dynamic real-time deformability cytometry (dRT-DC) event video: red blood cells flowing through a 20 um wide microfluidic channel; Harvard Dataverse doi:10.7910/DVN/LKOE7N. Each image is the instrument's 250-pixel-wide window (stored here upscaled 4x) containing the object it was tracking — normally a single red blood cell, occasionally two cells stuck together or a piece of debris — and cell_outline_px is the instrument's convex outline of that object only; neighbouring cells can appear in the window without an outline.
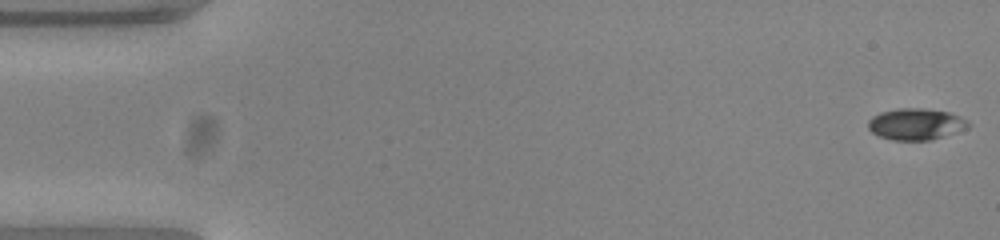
{"species": "common noctule bat (a hibernating species)", "species_latin": "Nyctalus noctula", "temperature_condition": "warm", "stored_images_in_passage": 53, "camera_frame_rate_fps": 3000, "um_per_image_px": 0.085, "animal": {"sex": "female", "body_mass_g": 23.0, "forearm_length_mm": 53.4}, "frame": {"image": 1, "passage_image": 1, "time_ms": 0.0, "image_size_px": [1000, 240], "cell_outline_px": [[972, 124], [968, 128], [932, 140], [892, 140], [880, 136], [872, 132], [868, 128], [868, 120], [872, 116], [880, 112], [896, 108], [920, 108], [948, 112], [968, 120]], "centroid_in_image_um": [77.85, 10.55], "position_along_channel_um": 7.2, "area_um2": 18.44}}
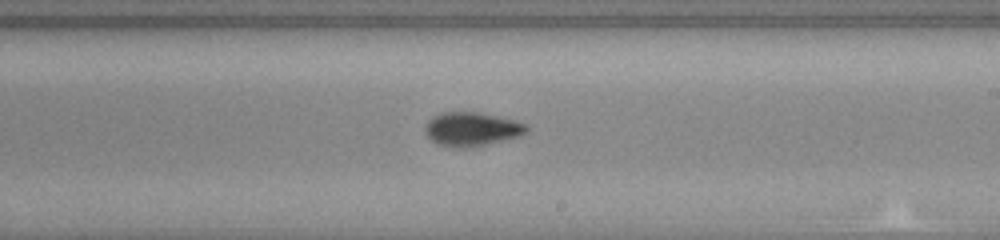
{"frame": {"image": 2, "passage_image": 31, "time_ms": 10.0, "image_size_px": [1000, 240], "cell_outline_px": [[528, 132], [520, 136], [472, 148], [460, 148], [436, 144], [424, 132], [424, 128], [428, 120], [432, 116], [440, 112], [480, 112], [512, 120], [524, 124], [528, 128]], "centroid_in_image_um": [40.06, 10.98], "position_along_channel_um": 248.9, "area_um2": 20.11}}
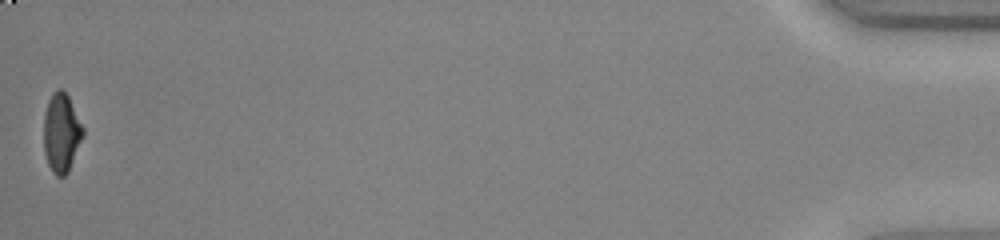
{"frame": {"image": 3, "passage_image": 53, "time_ms": 17.333, "image_size_px": [1000, 240], "cell_outline_px": [[84, 136], [68, 172], [64, 176], [56, 176], [52, 172], [48, 164], [44, 152], [44, 116], [48, 100], [52, 92], [56, 88], [60, 88], [68, 96], [84, 128]], "centroid_in_image_um": [5.22, 11.29], "position_along_channel_um": 430.0, "area_um2": 18.15}, "authors_computed_cell_mechanics": {"area_um2": 18.7272, "velocity_mm_per_s": 3.85, "shape_relaxation_time_tau1_ms": 3.5777, "shape_relaxation_time_tau2_ms": 1.3593, "deformation_change_tau1": 0.1591, "deformation_change_tau2": 0.0473}}